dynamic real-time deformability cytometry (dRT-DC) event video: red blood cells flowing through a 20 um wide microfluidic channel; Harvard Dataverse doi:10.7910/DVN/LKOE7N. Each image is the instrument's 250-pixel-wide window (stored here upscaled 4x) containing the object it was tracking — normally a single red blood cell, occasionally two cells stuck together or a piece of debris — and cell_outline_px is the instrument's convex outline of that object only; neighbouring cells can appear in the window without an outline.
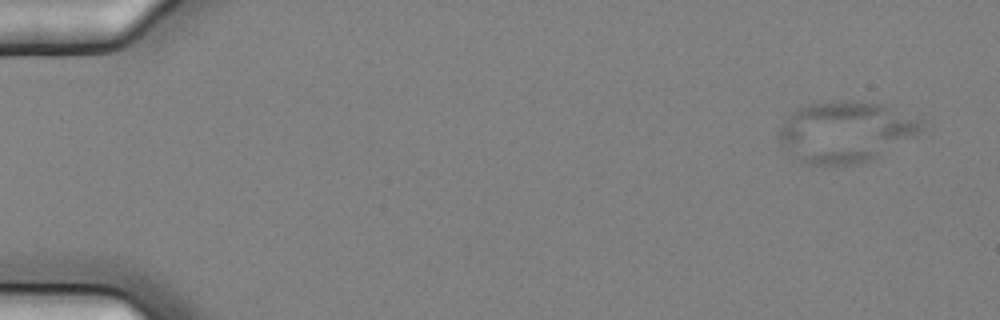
{"species": "common noctule bat (a hibernating species)", "species_latin": "Nyctalus noctula", "temperature_condition": "cold", "stored_images_in_passage": 7, "camera_frame_rate_fps": 3000, "um_per_image_px": 0.085, "animal": {"sex": "female", "body_mass_g": 25.1}, "frame": {"image": 1, "passage_image": 1, "time_ms": 0.0, "image_size_px": [1000, 320], "cell_outline_px": [[924, 128], [916, 136], [872, 160], [856, 164], [812, 168], [800, 160], [784, 148], [776, 136], [776, 132], [780, 124], [796, 108], [812, 104], [840, 100], [864, 100], [884, 104], [924, 120]], "centroid_in_image_um": [71.87, 11.22], "position_along_channel_um": 13.1, "area_um2": 51.96}}